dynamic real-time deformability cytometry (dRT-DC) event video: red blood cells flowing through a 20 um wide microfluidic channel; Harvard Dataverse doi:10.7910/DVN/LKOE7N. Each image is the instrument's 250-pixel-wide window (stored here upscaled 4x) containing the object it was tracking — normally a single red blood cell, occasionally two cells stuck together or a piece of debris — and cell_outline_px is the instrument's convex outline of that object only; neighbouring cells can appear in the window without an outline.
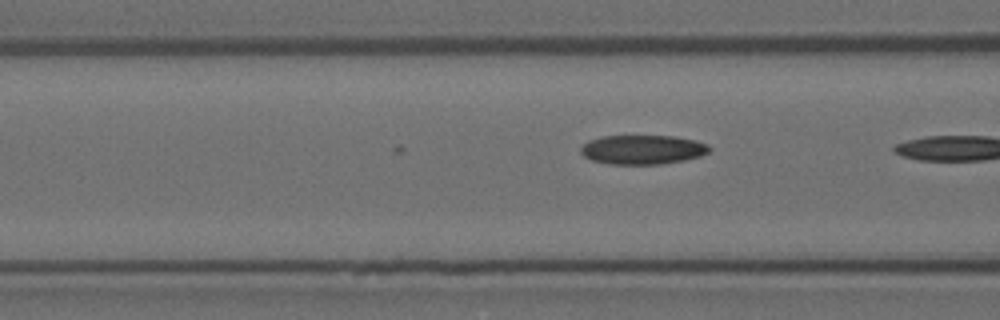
{"species": "Egyptian fruit bat (a non-hibernating species)", "species_latin": "Rousettus aegyptiacus", "temperature_condition": "room temperature", "stored_images_in_passage": 4, "camera_frame_rate_fps": 3000, "um_per_image_px": 0.085, "animal": {"sex": "female"}, "frame": {"image": 1, "passage_image": 4, "time_ms": 1.0, "image_size_px": [1000, 320], "cell_outline_px": [[712, 148], [708, 152], [700, 156], [684, 160], [660, 164], [608, 164], [592, 160], [584, 156], [580, 152], [580, 148], [588, 140], [600, 136], [672, 136], [696, 140], [708, 144]], "centroid_in_image_um": [54.61, 12.71], "position_along_channel_um": 112.0, "area_um2": 22.02}}